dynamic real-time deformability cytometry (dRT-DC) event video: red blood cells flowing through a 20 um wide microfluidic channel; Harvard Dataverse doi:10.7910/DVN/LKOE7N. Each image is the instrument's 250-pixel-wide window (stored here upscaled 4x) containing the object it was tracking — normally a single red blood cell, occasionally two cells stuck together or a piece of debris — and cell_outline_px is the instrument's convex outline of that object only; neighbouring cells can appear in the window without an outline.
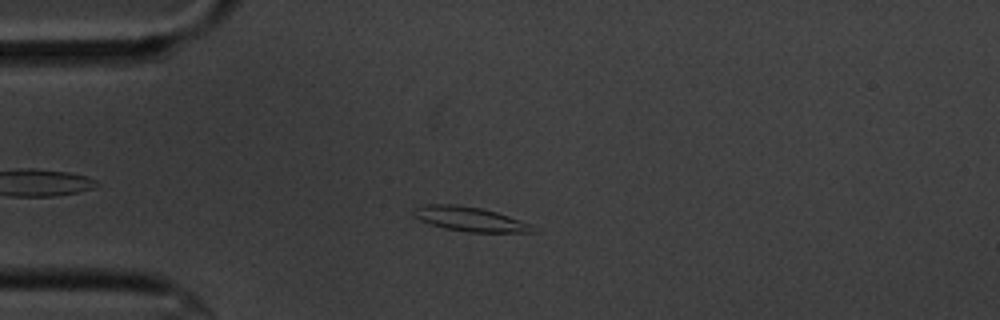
{"species": "common noctule bat (a hibernating species)", "species_latin": "Nyctalus noctula", "temperature_condition": "cold", "stored_images_in_passage": 53, "camera_frame_rate_fps": 3000, "um_per_image_px": 0.085, "animal": {"sex": "male", "body_mass_g": 20.1, "forearm_length_mm": 53.5}, "frame": {"image": 1, "passage_image": 10, "time_ms": 3.0, "image_size_px": [1000, 320], "cell_outline_px": [[536, 232], [468, 232], [444, 228], [420, 220], [412, 216], [412, 208], [420, 204], [456, 204], [480, 208], [496, 212], [532, 224]], "centroid_in_image_um": [39.87, 18.61], "position_along_channel_um": 45.1, "area_um2": 17.05}}
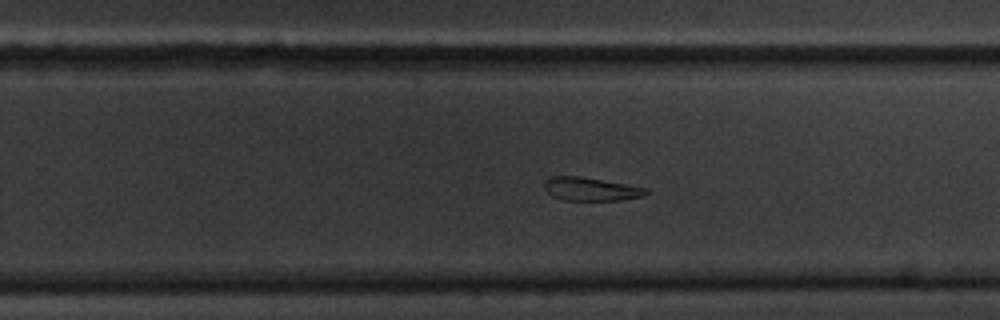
{"frame": {"image": 2, "passage_image": 32, "time_ms": 10.333, "image_size_px": [1000, 320], "cell_outline_px": [[652, 192], [640, 196], [620, 200], [564, 200], [552, 196], [544, 188], [544, 180], [548, 176], [580, 176], [628, 184], [648, 188]], "centroid_in_image_um": [50.22, 16.06], "position_along_channel_um": 279.6, "area_um2": 13.99}}
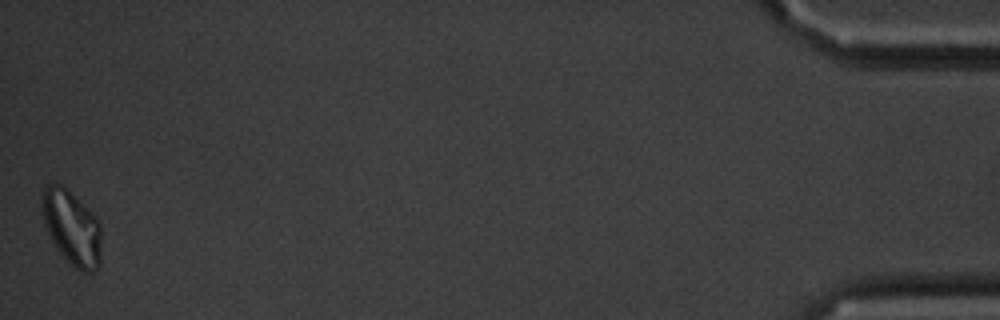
{"frame": {"image": 3, "passage_image": 53, "time_ms": 17.333, "image_size_px": [1000, 320], "cell_outline_px": [[100, 264], [92, 272], [80, 272], [56, 248], [44, 224], [40, 212], [40, 196], [44, 188], [48, 184], [60, 184], [68, 188], [96, 216], [100, 224]], "centroid_in_image_um": [6.07, 19.3], "position_along_channel_um": 429.1, "area_um2": 26.07}, "authors_computed_cell_mechanics": {"area_um2": 16.0106, "velocity_mm_per_s": 3.4442, "shape_relaxation_time_tau1_ms": 9.3646, "shape_relaxation_time_tau2_ms": null, "deformation_change_tau1": 0.2174, "deformation_change_tau2": null}}